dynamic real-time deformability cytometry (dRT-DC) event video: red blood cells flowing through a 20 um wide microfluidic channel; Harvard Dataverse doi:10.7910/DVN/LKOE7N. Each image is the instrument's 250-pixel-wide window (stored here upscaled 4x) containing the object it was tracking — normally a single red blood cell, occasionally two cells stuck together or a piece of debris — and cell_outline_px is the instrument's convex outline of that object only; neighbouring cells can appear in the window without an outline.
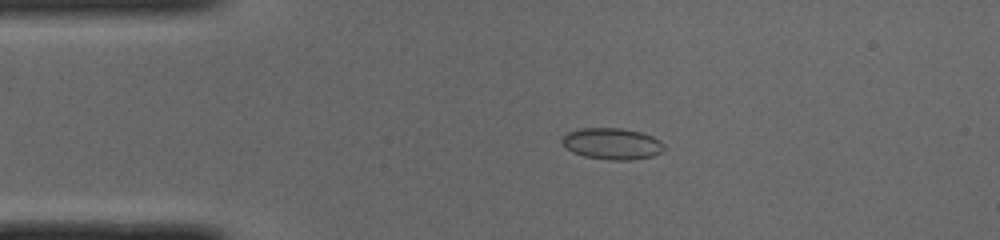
{"species": "common noctule bat (a hibernating species)", "species_latin": "Nyctalus noctula", "temperature_condition": "cold", "stored_images_in_passage": 50, "camera_frame_rate_fps": 3000, "um_per_image_px": 0.085, "animal": {"sex": "male", "body_mass_g": 19.0, "forearm_length_mm": 50.8}, "frame": {"image": 1, "passage_image": 10, "time_ms": 3.0, "image_size_px": [1000, 240], "cell_outline_px": [[664, 148], [660, 152], [652, 156], [632, 160], [608, 160], [584, 156], [572, 152], [560, 140], [568, 132], [580, 128], [620, 128], [644, 132], [660, 140], [664, 144]], "centroid_in_image_um": [52.04, 12.21], "position_along_channel_um": 33.0, "area_um2": 18.73}}
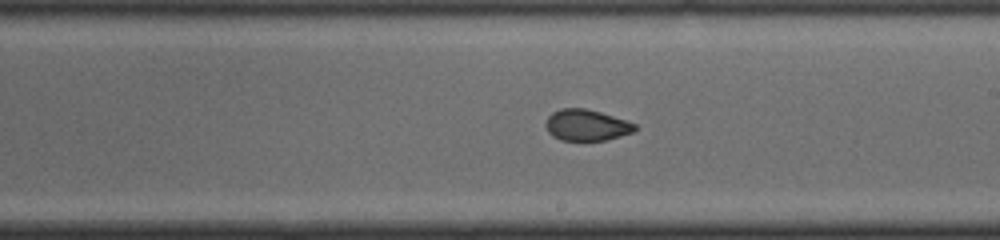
{"frame": {"image": 2, "passage_image": 28, "time_ms": 9.0, "image_size_px": [1000, 240], "cell_outline_px": [[640, 128], [632, 132], [620, 136], [604, 140], [560, 140], [552, 136], [548, 132], [548, 116], [552, 112], [560, 108], [584, 108], [600, 112], [636, 124]], "centroid_in_image_um": [49.87, 10.63], "position_along_channel_um": 239.1, "area_um2": 16.01}}
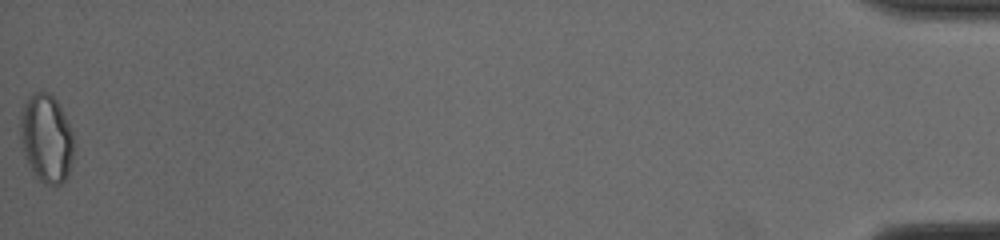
{"frame": {"image": 3, "passage_image": 50, "time_ms": 16.333, "image_size_px": [1000, 240], "cell_outline_px": [[72, 156], [68, 176], [60, 184], [44, 184], [36, 176], [24, 152], [20, 132], [20, 112], [24, 104], [36, 92], [48, 92], [56, 100], [64, 112], [72, 132]], "centroid_in_image_um": [3.95, 11.74], "position_along_channel_um": 431.3, "area_um2": 26.88}, "authors_computed_cell_mechanics": {"area_um2": 17.6579, "velocity_mm_per_s": 4.0187, "shape_relaxation_time_tau1_ms": 8.1302, "shape_relaxation_time_tau2_ms": null, "deformation_change_tau1": 0.1606, "deformation_change_tau2": null}}